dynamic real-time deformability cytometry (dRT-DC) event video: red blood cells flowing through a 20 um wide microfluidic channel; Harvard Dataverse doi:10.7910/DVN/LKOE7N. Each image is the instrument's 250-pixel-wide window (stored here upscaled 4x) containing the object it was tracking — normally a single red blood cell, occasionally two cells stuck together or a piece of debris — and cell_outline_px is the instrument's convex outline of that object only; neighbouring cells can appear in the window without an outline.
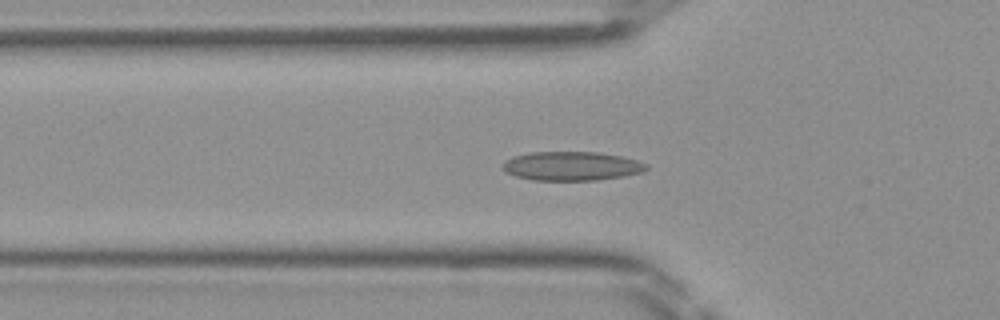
{"species": "Egyptian fruit bat (a non-hibernating species)", "species_latin": "Rousettus aegyptiacus", "temperature_condition": "room temperature", "stored_images_in_passage": 48, "camera_frame_rate_fps": 3000, "um_per_image_px": 0.085, "frame": {"image": 1, "passage_image": 16, "time_ms": 5.0, "image_size_px": [1000, 320], "cell_outline_px": [[648, 168], [644, 172], [624, 176], [596, 180], [532, 180], [516, 176], [508, 172], [504, 168], [504, 160], [512, 156], [528, 152], [600, 152], [620, 156], [636, 160], [648, 164]], "centroid_in_image_um": [48.61, 14.11], "position_along_channel_um": 77.2, "area_um2": 24.28}}
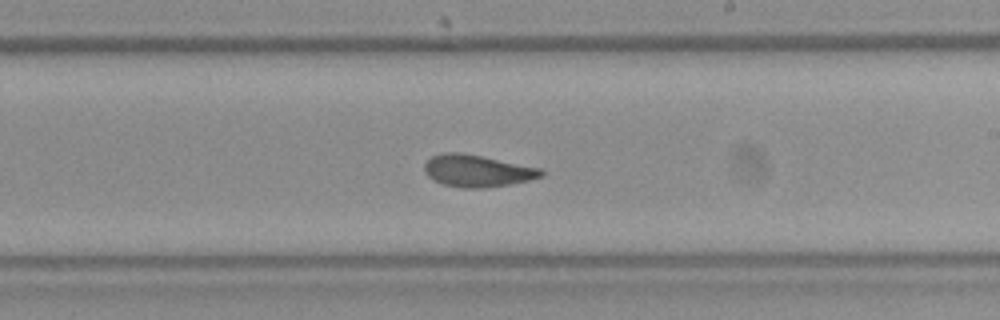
{"frame": {"image": 2, "passage_image": 28, "time_ms": 9.0, "image_size_px": [1000, 320], "cell_outline_px": [[544, 176], [528, 180], [508, 184], [480, 188], [464, 188], [444, 184], [428, 176], [424, 172], [424, 164], [432, 156], [444, 152], [460, 152], [540, 168], [544, 172]], "centroid_in_image_um": [40.55, 14.51], "position_along_channel_um": 248.5, "area_um2": 21.39}}
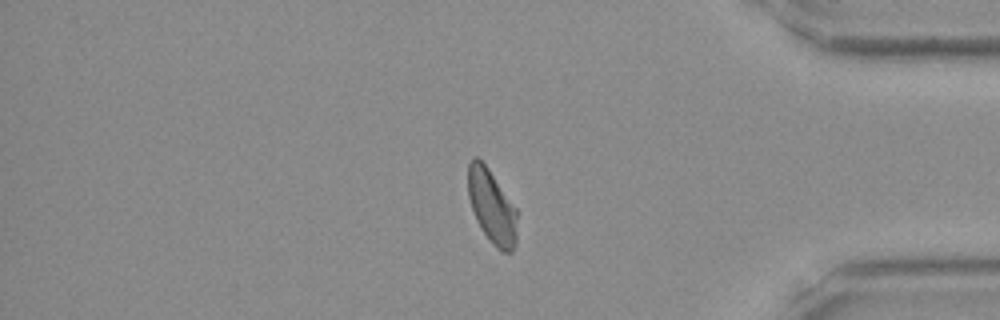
{"frame": {"image": 3, "passage_image": 40, "time_ms": 13.0, "image_size_px": [1000, 320], "cell_outline_px": [[516, 244], [512, 252], [500, 252], [492, 244], [476, 220], [468, 196], [468, 164], [472, 156], [476, 156], [488, 168], [516, 208]], "centroid_in_image_um": [41.8, 17.57], "position_along_channel_um": 393.4, "area_um2": 20.98}}